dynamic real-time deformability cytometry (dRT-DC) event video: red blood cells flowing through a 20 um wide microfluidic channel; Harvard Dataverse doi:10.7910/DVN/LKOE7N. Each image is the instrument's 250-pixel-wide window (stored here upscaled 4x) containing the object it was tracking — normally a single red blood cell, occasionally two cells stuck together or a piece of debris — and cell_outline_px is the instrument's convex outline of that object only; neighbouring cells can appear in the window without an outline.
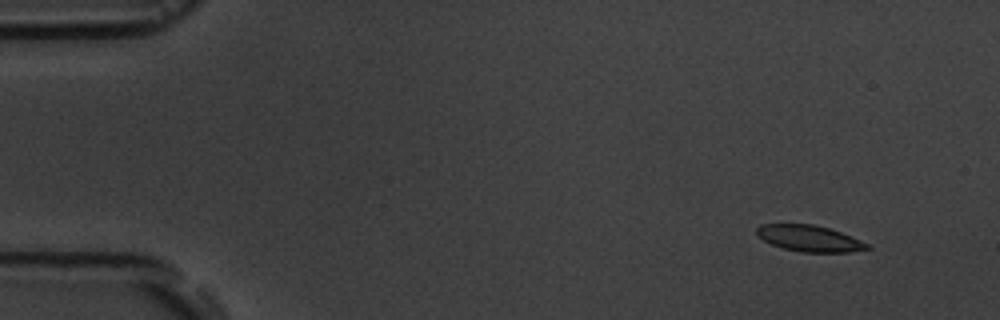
{"species": "common noctule bat (a hibernating species)", "species_latin": "Nyctalus noctula", "temperature_condition": "room temperature", "stored_images_in_passage": 4, "camera_frame_rate_fps": 3000, "um_per_image_px": 0.085, "animal": {"sex": "male", "body_mass_g": 19.5, "forearm_length_mm": 54.6}, "frame": {"image": 1, "passage_image": 1, "time_ms": 0.0, "image_size_px": [1000, 320], "cell_outline_px": [[872, 248], [848, 252], [800, 252], [784, 248], [772, 244], [764, 240], [756, 232], [756, 228], [760, 224], [812, 224], [828, 228], [840, 232], [860, 240], [868, 244]], "centroid_in_image_um": [68.8, 20.26], "position_along_channel_um": 16.2, "area_um2": 16.65}}